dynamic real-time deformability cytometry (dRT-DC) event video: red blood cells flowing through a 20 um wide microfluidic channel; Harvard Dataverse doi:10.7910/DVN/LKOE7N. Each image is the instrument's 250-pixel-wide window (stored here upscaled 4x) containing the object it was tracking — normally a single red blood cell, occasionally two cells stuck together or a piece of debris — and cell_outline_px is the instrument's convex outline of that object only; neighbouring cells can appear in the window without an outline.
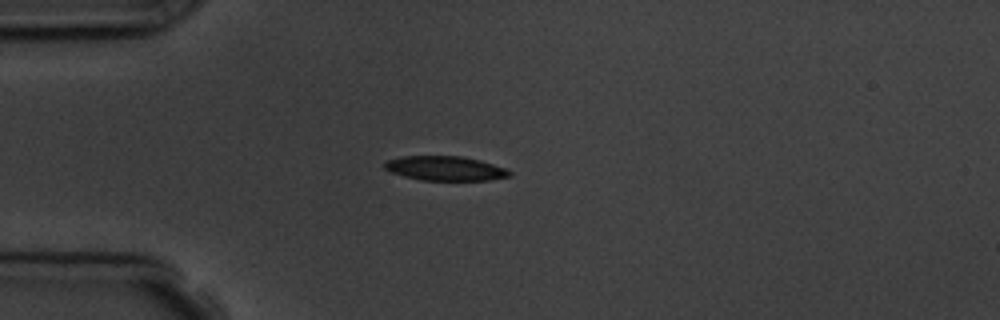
{"species": "common noctule bat (a hibernating species)", "species_latin": "Nyctalus noctula", "temperature_condition": "room temperature", "stored_images_in_passage": 8, "camera_frame_rate_fps": 3000, "um_per_image_px": 0.085, "animal": {"sex": "male", "body_mass_g": 19.5, "forearm_length_mm": 54.6}, "frame": {"image": 1, "passage_image": 3, "time_ms": 3.333, "image_size_px": [1000, 320], "cell_outline_px": [[512, 176], [488, 180], [420, 180], [404, 176], [392, 172], [384, 168], [384, 164], [388, 160], [400, 156], [460, 156], [480, 160], [504, 168], [512, 172]], "centroid_in_image_um": [37.85, 14.31], "position_along_channel_um": 47.2, "area_um2": 17.69}}
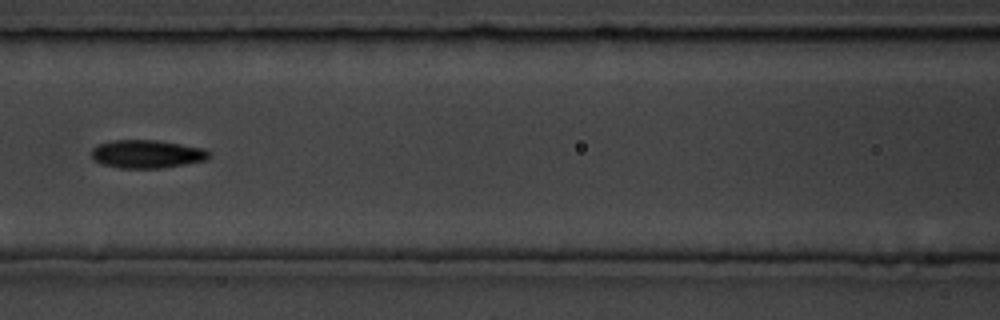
{"frame": {"image": 2, "passage_image": 6, "time_ms": 6.667, "image_size_px": [1000, 320], "cell_outline_px": [[212, 156], [204, 160], [184, 164], [160, 168], [120, 168], [100, 164], [92, 160], [92, 148], [100, 144], [112, 140], [156, 140], [204, 148], [212, 152]], "centroid_in_image_um": [12.48, 13.09], "position_along_channel_um": 154.1, "area_um2": 19.36}}